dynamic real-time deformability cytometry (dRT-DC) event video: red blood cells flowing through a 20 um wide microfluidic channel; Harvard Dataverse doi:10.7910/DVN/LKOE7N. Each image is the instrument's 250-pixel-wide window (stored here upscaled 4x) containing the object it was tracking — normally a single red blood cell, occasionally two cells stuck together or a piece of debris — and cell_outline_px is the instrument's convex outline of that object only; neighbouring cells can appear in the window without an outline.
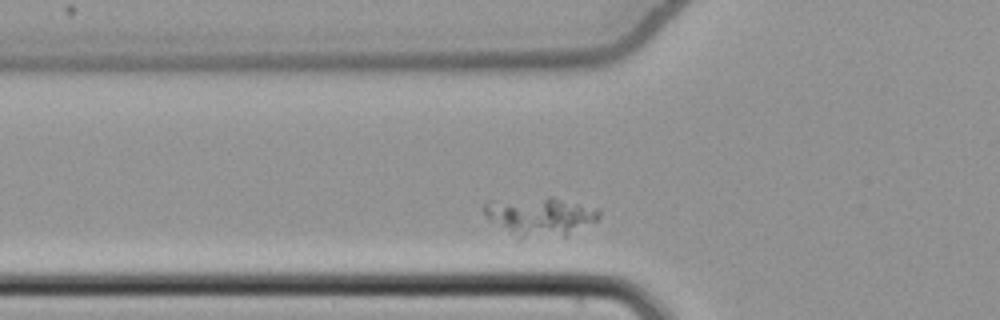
{"species": "common noctule bat (a hibernating species)", "species_latin": "Nyctalus noctula", "temperature_condition": "cold", "stored_images_in_passage": 10, "segment_of_instrument_passage": [2, 2], "camera_frame_rate_fps": 3000, "um_per_image_px": 0.085, "animal": {"sex": "female", "body_mass_g": 22.7, "forearm_length_mm": 54.2}, "frame": {"image": 1, "passage_image": 4, "time_ms": 1.0, "image_size_px": [1000, 320], "cell_outline_px": [[600, 216], [596, 220], [564, 236], [520, 240], [488, 220], [484, 212], [484, 204], [488, 200], [548, 196], [552, 196], [600, 208]], "centroid_in_image_um": [45.86, 18.38], "position_along_channel_um": 79.9, "area_um2": 26.7}}
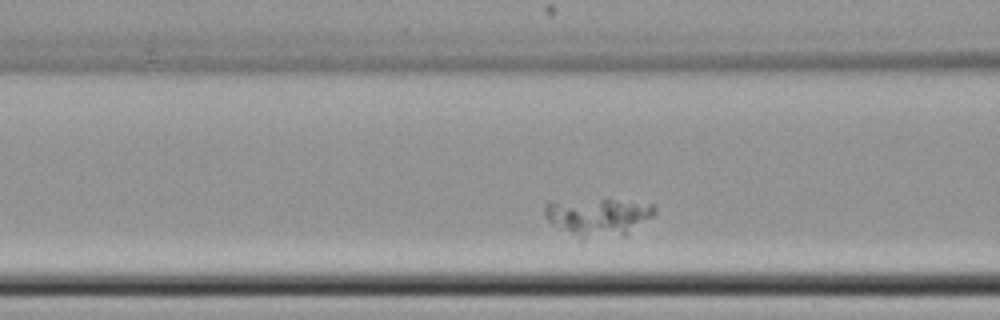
{"frame": {"image": 2, "passage_image": 7, "time_ms": 2.0, "image_size_px": [1000, 320], "cell_outline_px": [[656, 212], [652, 216], [624, 236], [580, 240], [548, 220], [544, 216], [544, 208], [548, 200], [608, 196], [656, 204]], "centroid_in_image_um": [50.84, 18.36], "position_along_channel_um": 115.8, "area_um2": 25.95}}
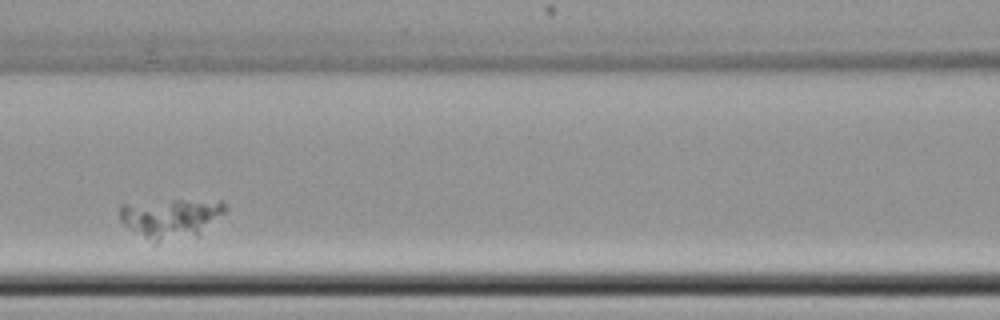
{"frame": {"image": 3, "passage_image": 10, "time_ms": 3.0, "image_size_px": [1000, 320], "cell_outline_px": [[224, 212], [196, 236], [156, 244], [124, 224], [120, 220], [120, 204], [176, 200], [224, 200]], "centroid_in_image_um": [14.51, 18.55], "position_along_channel_um": 152.1, "area_um2": 24.1}}